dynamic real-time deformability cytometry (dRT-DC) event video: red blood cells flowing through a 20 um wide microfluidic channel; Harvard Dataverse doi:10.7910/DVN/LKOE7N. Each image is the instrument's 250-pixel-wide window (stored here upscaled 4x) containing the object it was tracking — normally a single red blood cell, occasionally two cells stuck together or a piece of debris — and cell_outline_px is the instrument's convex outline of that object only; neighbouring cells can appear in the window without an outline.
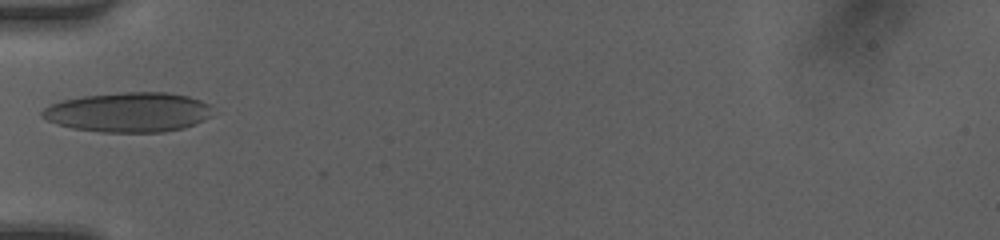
{"species": "human", "species_latin": "Homo sapiens", "temperature_condition": "room temperature", "stored_images_in_passage": 4, "camera_frame_rate_fps": 3000, "um_per_image_px": 0.085, "donor": {"sex": "female"}, "frame": {"image": 1, "passage_image": 2, "time_ms": 0.333, "image_size_px": [1000, 240], "cell_outline_px": [[212, 116], [196, 124], [184, 128], [164, 132], [100, 132], [72, 128], [48, 120], [40, 116], [40, 112], [44, 108], [60, 100], [84, 96], [124, 92], [168, 92], [188, 96], [200, 100], [208, 104]], "centroid_in_image_um": [10.93, 9.54], "position_along_channel_um": 74.1, "area_um2": 39.48}}
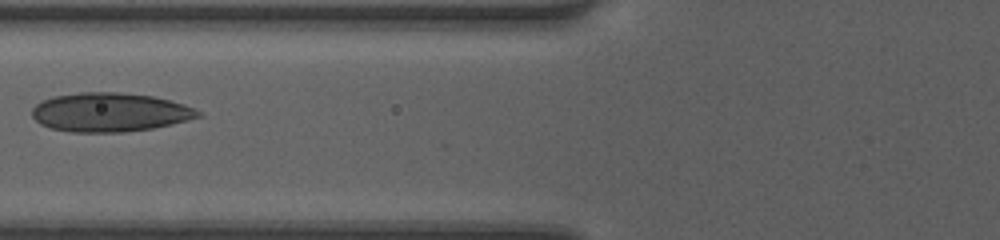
{"frame": {"image": 2, "passage_image": 3, "time_ms": 0.667, "image_size_px": [1000, 240], "cell_outline_px": [[204, 116], [172, 124], [152, 128], [124, 132], [72, 132], [52, 128], [40, 124], [32, 116], [32, 108], [40, 100], [52, 96], [80, 92], [120, 92], [152, 96], [184, 104], [200, 112]], "centroid_in_image_um": [9.31, 9.54], "position_along_channel_um": 116.5, "area_um2": 37.74}}
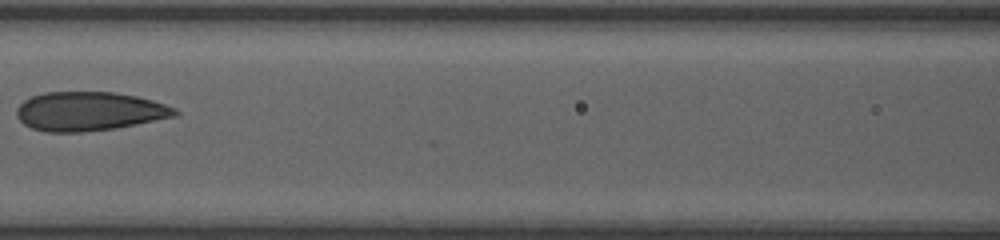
{"frame": {"image": 3, "passage_image": 4, "time_ms": 1.0, "image_size_px": [1000, 240], "cell_outline_px": [[180, 112], [176, 116], [116, 128], [80, 132], [44, 132], [32, 128], [24, 124], [16, 116], [16, 108], [24, 100], [32, 96], [44, 92], [112, 92], [136, 96], [152, 100], [176, 108]], "centroid_in_image_um": [7.56, 9.46], "position_along_channel_um": 159.0, "area_um2": 35.95}}